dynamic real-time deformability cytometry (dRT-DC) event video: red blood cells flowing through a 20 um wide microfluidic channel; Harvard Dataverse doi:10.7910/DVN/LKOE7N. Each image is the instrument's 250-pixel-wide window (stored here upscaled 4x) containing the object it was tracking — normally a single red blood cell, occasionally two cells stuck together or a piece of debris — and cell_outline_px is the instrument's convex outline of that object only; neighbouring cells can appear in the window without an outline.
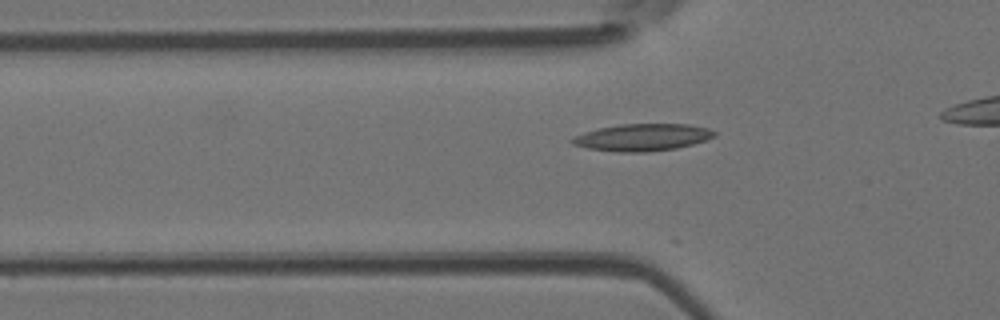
{"species": "Egyptian fruit bat (a non-hibernating species)", "species_latin": "Rousettus aegyptiacus", "temperature_condition": "room temperature", "stored_images_in_passage": 16, "camera_frame_rate_fps": 3000, "um_per_image_px": 0.085, "animal": {"sex": "female"}, "frame": {"image": 1, "passage_image": 8, "time_ms": 2.333, "image_size_px": [1000, 320], "cell_outline_px": [[716, 136], [692, 144], [676, 148], [648, 152], [616, 152], [588, 148], [572, 144], [568, 140], [584, 132], [600, 128], [620, 124], [688, 124], [708, 128], [716, 132]], "centroid_in_image_um": [54.6, 11.67], "position_along_channel_um": 71.2, "area_um2": 22.37}}
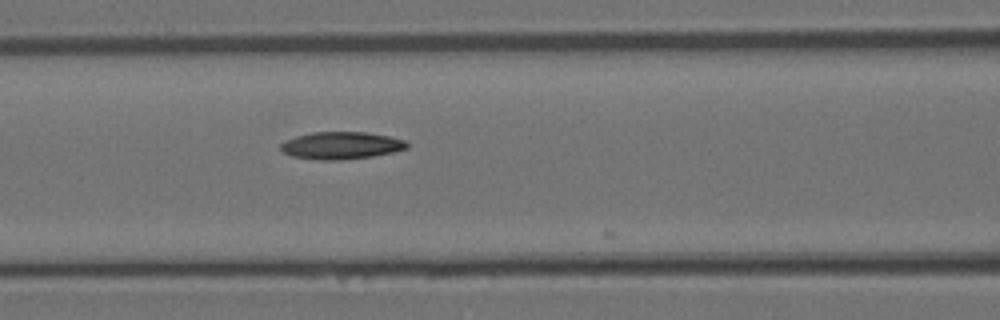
{"frame": {"image": 2, "passage_image": 13, "time_ms": 4.0, "image_size_px": [1000, 320], "cell_outline_px": [[408, 148], [392, 152], [372, 156], [340, 160], [316, 160], [292, 156], [284, 152], [280, 148], [280, 144], [296, 136], [312, 132], [364, 132], [388, 136], [404, 140], [408, 144]], "centroid_in_image_um": [28.99, 12.37], "position_along_channel_um": 137.6, "area_um2": 19.94}}